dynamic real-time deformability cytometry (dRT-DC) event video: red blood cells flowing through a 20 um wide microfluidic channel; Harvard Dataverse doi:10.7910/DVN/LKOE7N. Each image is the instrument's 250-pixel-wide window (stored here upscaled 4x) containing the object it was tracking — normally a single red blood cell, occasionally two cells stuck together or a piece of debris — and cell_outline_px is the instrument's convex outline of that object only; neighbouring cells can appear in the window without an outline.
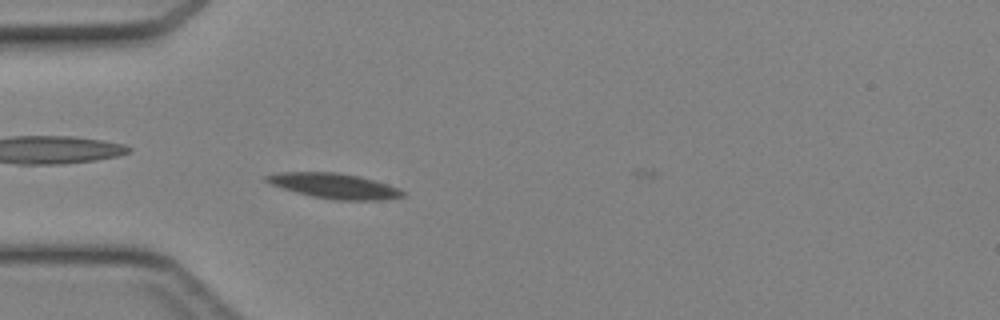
{"species": "Egyptian fruit bat (a non-hibernating species)", "species_latin": "Rousettus aegyptiacus", "temperature_condition": "cold", "stored_images_in_passage": 47, "camera_frame_rate_fps": 3000, "um_per_image_px": 0.085, "animal": {"sex": "female"}, "frame": {"image": 1, "passage_image": 15, "time_ms": 4.667, "image_size_px": [1000, 320], "cell_outline_px": [[404, 196], [384, 200], [336, 200], [312, 196], [296, 192], [272, 184], [264, 180], [264, 176], [280, 172], [336, 172], [360, 176], [388, 184], [400, 188], [404, 192]], "centroid_in_image_um": [28.45, 15.8], "position_along_channel_um": 56.5, "area_um2": 19.94}}
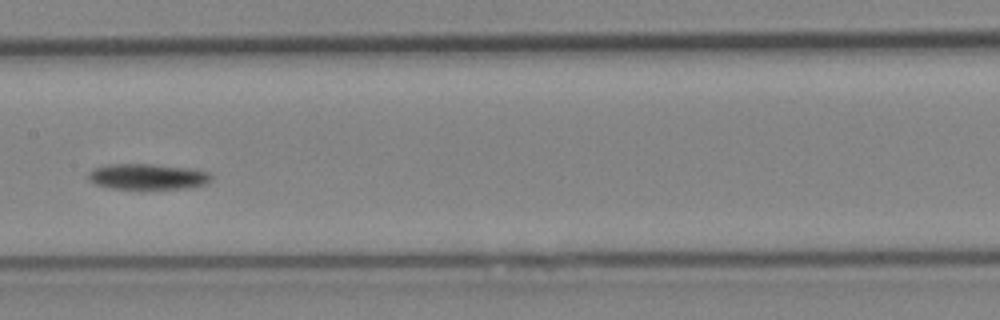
{"frame": {"image": 2, "passage_image": 25, "time_ms": 8.0, "image_size_px": [1000, 320], "cell_outline_px": [[212, 180], [204, 184], [184, 188], [108, 188], [96, 184], [88, 180], [88, 172], [92, 168], [108, 164], [152, 164], [192, 168], [208, 172], [212, 176]], "centroid_in_image_um": [12.51, 14.99], "position_along_channel_um": 194.9, "area_um2": 18.38}}
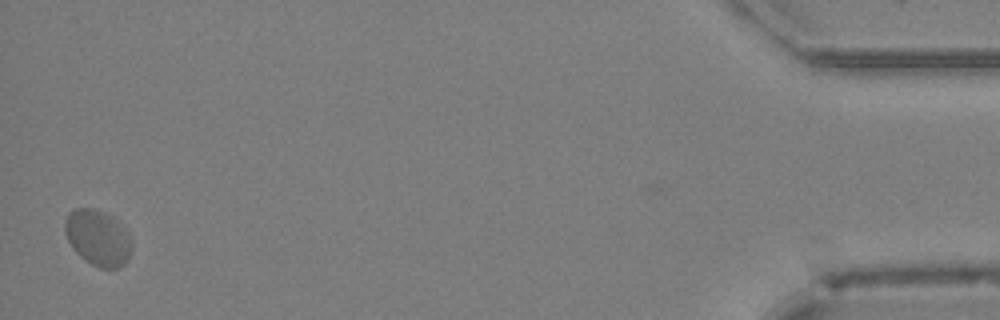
{"frame": {"image": 3, "passage_image": 47, "time_ms": 15.333, "image_size_px": [1000, 320], "cell_outline_px": [[132, 248], [128, 260], [120, 268], [100, 268], [84, 260], [72, 248], [64, 232], [64, 220], [68, 212], [76, 208], [92, 208], [104, 212], [112, 216], [132, 240]], "centroid_in_image_um": [8.29, 20.22], "position_along_channel_um": 426.9, "area_um2": 21.79}}